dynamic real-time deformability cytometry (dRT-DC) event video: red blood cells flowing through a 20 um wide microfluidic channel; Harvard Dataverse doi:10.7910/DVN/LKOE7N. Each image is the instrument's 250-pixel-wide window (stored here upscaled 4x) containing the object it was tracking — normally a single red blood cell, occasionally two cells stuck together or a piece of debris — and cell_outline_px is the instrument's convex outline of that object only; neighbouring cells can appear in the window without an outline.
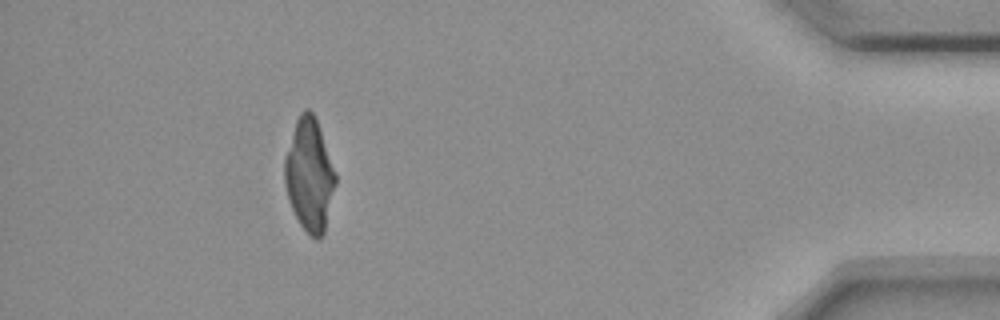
{"species": "common noctule bat (a hibernating species)", "species_latin": "Nyctalus noctula", "temperature_condition": "room temperature", "stored_images_in_passage": 40, "camera_frame_rate_fps": 3000, "um_per_image_px": 0.085, "animal": {"sex": "female", "body_mass_g": 18.4}, "frame": {"image": 1, "passage_image": 35, "time_ms": 11.333, "image_size_px": [1000, 320], "cell_outline_px": [[336, 184], [324, 232], [320, 240], [316, 240], [300, 224], [292, 208], [284, 184], [284, 160], [296, 120], [300, 112], [304, 108], [308, 108], [312, 112], [316, 120], [336, 172]], "centroid_in_image_um": [26.3, 14.87], "position_along_channel_um": 408.9, "area_um2": 33.0}}